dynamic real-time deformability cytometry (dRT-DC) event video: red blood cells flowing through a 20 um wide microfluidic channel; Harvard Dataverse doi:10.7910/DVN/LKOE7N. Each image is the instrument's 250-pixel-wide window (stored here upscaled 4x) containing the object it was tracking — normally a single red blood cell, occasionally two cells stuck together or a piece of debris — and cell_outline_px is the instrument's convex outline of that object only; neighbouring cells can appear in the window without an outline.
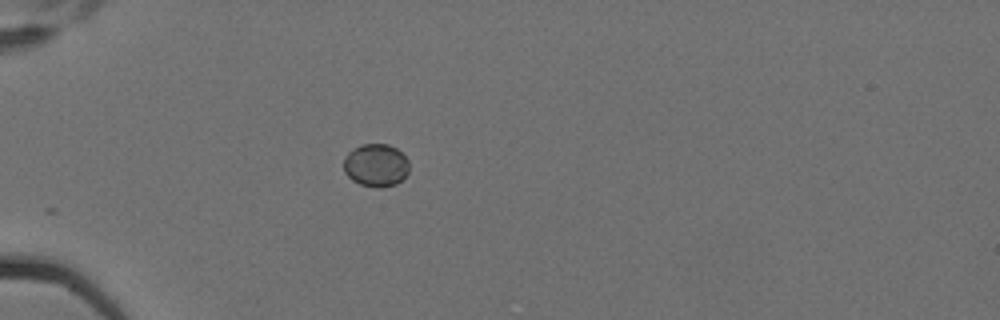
{"species": "Egyptian fruit bat (a non-hibernating species)", "species_latin": "Rousettus aegyptiacus", "temperature_condition": "cold", "stored_images_in_passage": 4, "camera_frame_rate_fps": 3000, "um_per_image_px": 0.085, "animal": {"sex": "female"}, "frame": {"image": 1, "passage_image": 4, "time_ms": 1.0, "image_size_px": [1000, 320], "cell_outline_px": [[408, 172], [396, 184], [380, 188], [360, 184], [352, 180], [344, 172], [344, 156], [348, 152], [360, 144], [388, 144], [396, 148], [408, 160]], "centroid_in_image_um": [31.93, 14.04], "position_along_channel_um": 53.1, "area_um2": 16.3}}